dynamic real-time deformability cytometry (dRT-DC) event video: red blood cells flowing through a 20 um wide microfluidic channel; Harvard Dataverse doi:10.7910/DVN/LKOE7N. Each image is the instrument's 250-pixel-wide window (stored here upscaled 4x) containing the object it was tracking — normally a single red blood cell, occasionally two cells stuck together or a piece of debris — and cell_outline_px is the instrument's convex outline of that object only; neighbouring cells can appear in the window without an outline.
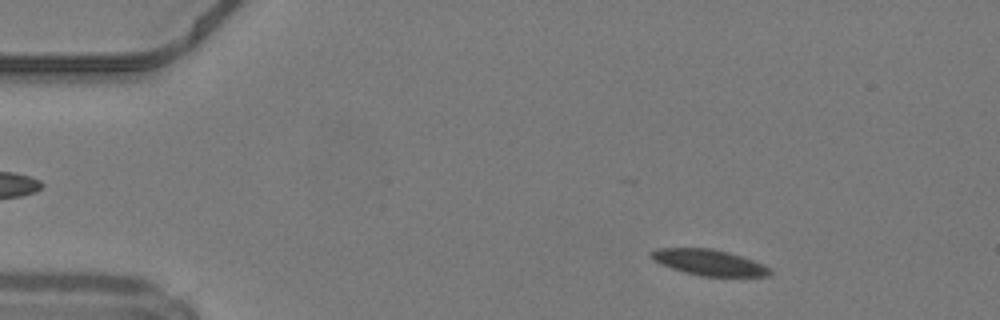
{"species": "common noctule bat (a hibernating species)", "species_latin": "Nyctalus noctula", "temperature_condition": "warm", "stored_images_in_passage": 47, "camera_frame_rate_fps": 3000, "um_per_image_px": 0.085, "animal": {"sex": "male", "body_mass_g": 19.2, "forearm_length_mm": 51.8}, "frame": {"image": 1, "passage_image": 4, "time_ms": 1.0, "image_size_px": [1000, 320], "cell_outline_px": [[772, 272], [768, 276], [700, 276], [684, 272], [672, 268], [652, 260], [648, 256], [648, 252], [656, 248], [712, 248], [728, 252], [764, 264]], "centroid_in_image_um": [60.2, 22.3], "position_along_channel_um": 24.8, "area_um2": 17.92}}
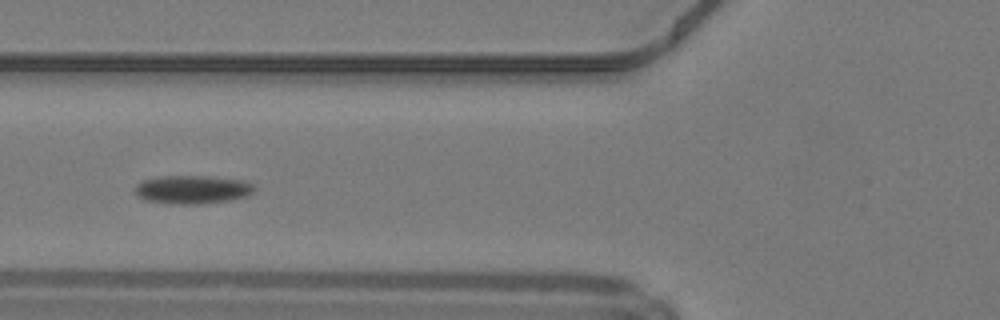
{"frame": {"image": 2, "passage_image": 16, "time_ms": 5.0, "image_size_px": [1000, 320], "cell_outline_px": [[256, 188], [248, 196], [228, 200], [200, 204], [172, 204], [144, 200], [136, 196], [136, 184], [144, 180], [160, 176], [208, 176], [248, 180]], "centroid_in_image_um": [16.37, 16.11], "position_along_channel_um": 109.4, "area_um2": 19.94}}
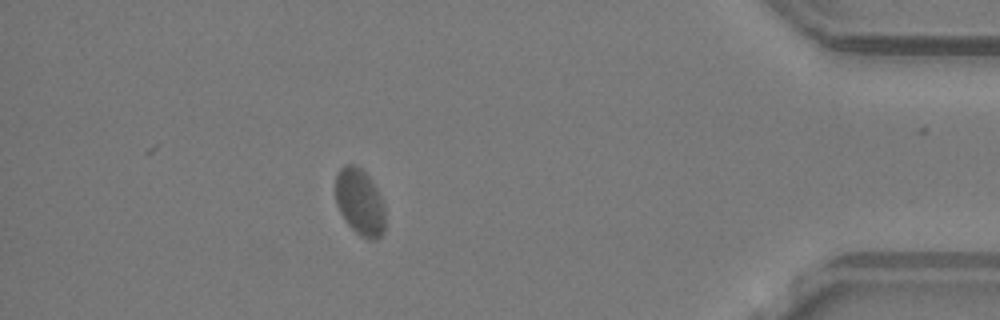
{"frame": {"image": 3, "passage_image": 41, "time_ms": 13.333, "image_size_px": [1000, 320], "cell_outline_px": [[384, 232], [376, 240], [368, 240], [360, 236], [348, 224], [340, 212], [336, 204], [336, 172], [344, 164], [352, 164], [360, 168], [368, 176], [376, 188], [384, 204]], "centroid_in_image_um": [30.58, 17.18], "position_along_channel_um": 404.6, "area_um2": 19.25}, "authors_computed_cell_mechanics": {"area_um2": 19.2474, "velocity_mm_per_s": 4.119, "shape_relaxation_time_tau1_ms": 5.7944, "shape_relaxation_time_tau2_ms": null, "deformation_change_tau1": 0.1335, "deformation_change_tau2": null}}